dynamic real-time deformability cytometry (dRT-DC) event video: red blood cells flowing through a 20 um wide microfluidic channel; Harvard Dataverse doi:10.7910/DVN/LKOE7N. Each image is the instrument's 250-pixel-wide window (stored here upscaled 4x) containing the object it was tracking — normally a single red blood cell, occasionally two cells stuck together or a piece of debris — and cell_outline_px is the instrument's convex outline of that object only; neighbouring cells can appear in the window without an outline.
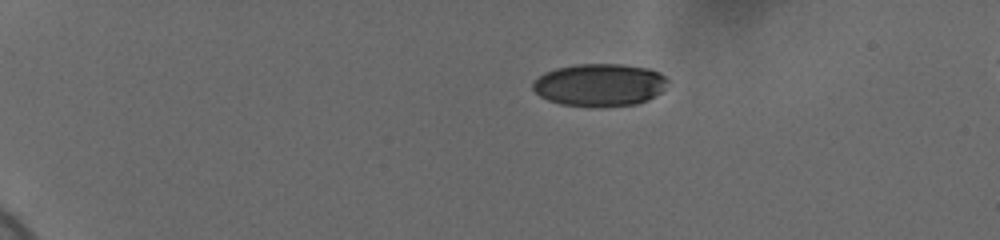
{"species": "human", "species_latin": "Homo sapiens", "temperature_condition": "cold", "stored_images_in_passage": 46, "camera_frame_rate_fps": 3000, "um_per_image_px": 0.085, "donor": {"sex": "female"}, "frame": {"image": 1, "passage_image": 1, "time_ms": 0.0, "image_size_px": [1000, 240], "cell_outline_px": [[668, 80], [664, 88], [656, 96], [648, 100], [636, 104], [600, 108], [560, 104], [548, 100], [540, 96], [532, 88], [532, 84], [544, 72], [556, 68], [576, 64], [620, 64], [648, 68], [660, 72]], "centroid_in_image_um": [50.97, 7.23], "position_along_channel_um": 34.0, "area_um2": 33.76}}
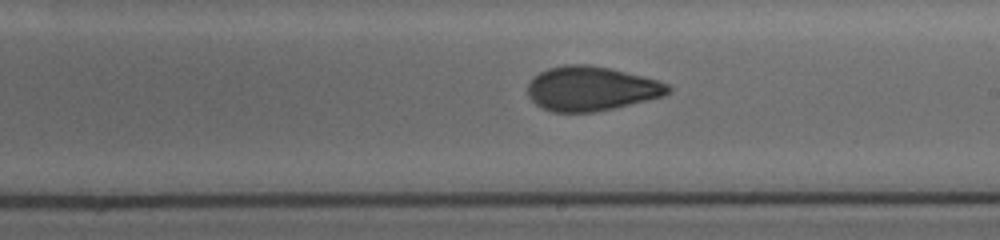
{"frame": {"image": 2, "passage_image": 25, "time_ms": 8.0, "image_size_px": [1000, 240], "cell_outline_px": [[672, 92], [664, 96], [612, 108], [592, 112], [552, 112], [536, 104], [528, 96], [528, 84], [540, 72], [548, 68], [564, 64], [588, 64], [612, 68], [656, 80], [668, 84], [672, 88]], "centroid_in_image_um": [50.26, 7.52], "position_along_channel_um": 238.7, "area_um2": 36.18}}
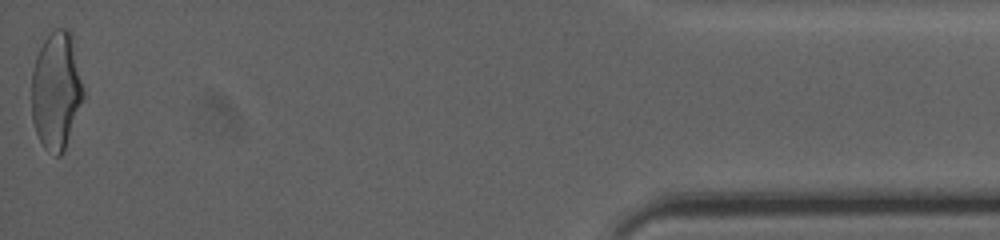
{"frame": {"image": 3, "passage_image": 46, "time_ms": 15.0, "image_size_px": [1000, 240], "cell_outline_px": [[84, 96], [64, 152], [60, 156], [56, 156], [44, 148], [36, 132], [32, 120], [32, 72], [36, 56], [44, 40], [56, 28], [68, 28], [72, 32], [84, 88]], "centroid_in_image_um": [4.8, 7.69], "position_along_channel_um": 430.4, "area_um2": 35.72}, "authors_computed_cell_mechanics": {"area_um2": 35.7493, "velocity_mm_per_s": 3.7154, "shape_relaxation_time_tau1_ms": 7.6535, "shape_relaxation_time_tau2_ms": 1.4961, "deformation_change_tau1": 0.1877, "deformation_change_tau2": 0.0776}}